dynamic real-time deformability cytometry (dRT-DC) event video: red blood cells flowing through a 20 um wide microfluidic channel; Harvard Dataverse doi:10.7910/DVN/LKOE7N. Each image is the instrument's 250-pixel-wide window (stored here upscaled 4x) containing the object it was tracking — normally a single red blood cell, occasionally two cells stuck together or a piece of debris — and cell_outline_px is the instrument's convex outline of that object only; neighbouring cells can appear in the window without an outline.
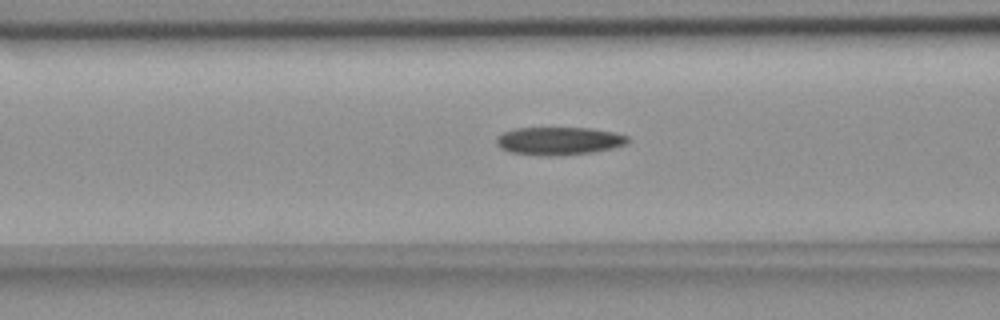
{"species": "common noctule bat (a hibernating species)", "species_latin": "Nyctalus noctula", "temperature_condition": "room temperature", "stored_images_in_passage": 36, "camera_frame_rate_fps": 3000, "um_per_image_px": 0.085, "animal": {"sex": "female", "body_mass_g": 18.4}, "frame": {"image": 1, "passage_image": 10, "time_ms": 3.0, "image_size_px": [1000, 320], "cell_outline_px": [[628, 140], [624, 144], [612, 148], [592, 152], [552, 156], [540, 156], [508, 152], [500, 148], [496, 144], [496, 136], [504, 132], [516, 128], [592, 128], [616, 132], [628, 136]], "centroid_in_image_um": [47.46, 11.98], "position_along_channel_um": 119.1, "area_um2": 21.5}}
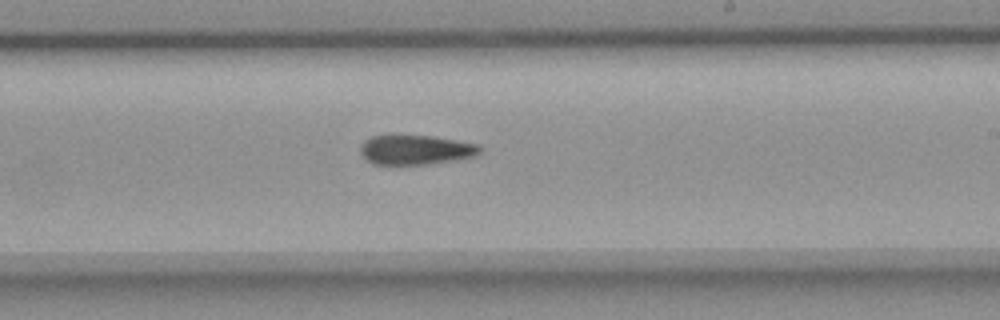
{"frame": {"image": 2, "passage_image": 21, "time_ms": 6.667, "image_size_px": [1000, 320], "cell_outline_px": [[484, 148], [476, 156], [456, 160], [428, 164], [372, 164], [360, 152], [360, 144], [364, 140], [372, 136], [432, 136], [480, 144]], "centroid_in_image_um": [35.38, 12.74], "position_along_channel_um": 253.6, "area_um2": 20.63}}
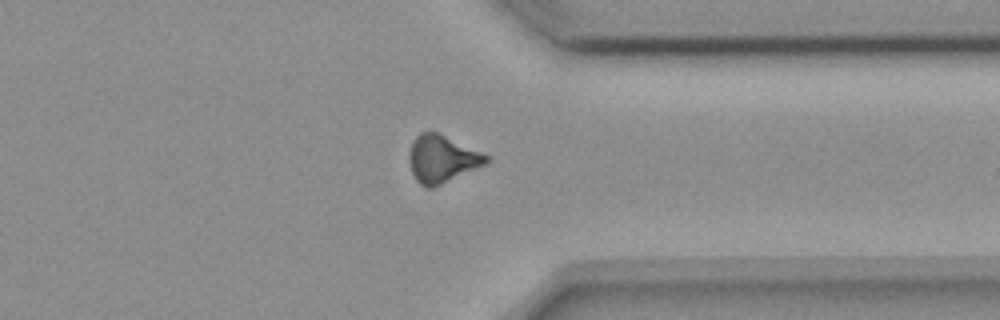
{"frame": {"image": 3, "passage_image": 31, "time_ms": 10.0, "image_size_px": [1000, 320], "cell_outline_px": [[488, 164], [432, 188], [428, 188], [420, 184], [416, 180], [412, 172], [408, 160], [408, 156], [412, 144], [416, 136], [420, 132], [436, 132], [484, 152], [488, 156]], "centroid_in_image_um": [37.59, 13.52], "position_along_channel_um": 373.8, "area_um2": 21.33}}